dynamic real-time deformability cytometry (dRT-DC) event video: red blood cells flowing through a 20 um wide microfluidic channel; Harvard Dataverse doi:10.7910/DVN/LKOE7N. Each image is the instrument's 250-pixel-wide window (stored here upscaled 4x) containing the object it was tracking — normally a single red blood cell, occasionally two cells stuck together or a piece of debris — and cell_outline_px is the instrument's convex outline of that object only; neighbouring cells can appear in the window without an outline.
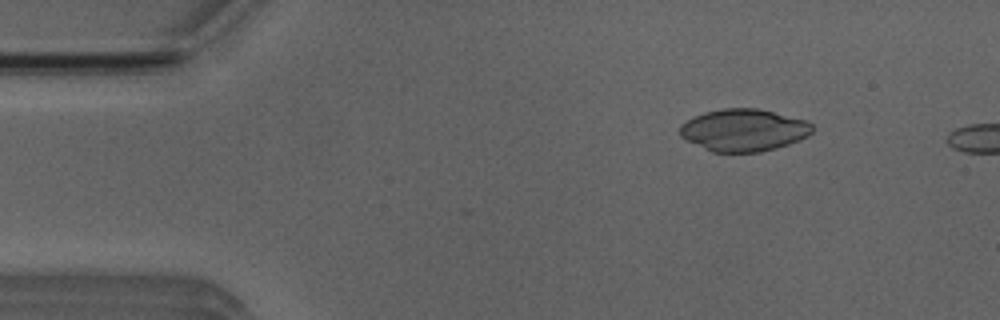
{"species": "Egyptian fruit bat (a non-hibernating species)", "species_latin": "Rousettus aegyptiacus", "temperature_condition": "room temperature", "stored_images_in_passage": 9, "camera_frame_rate_fps": 3000, "um_per_image_px": 0.085, "animal": {"sex": "male"}, "frame": {"image": 1, "passage_image": 6, "time_ms": 1.667, "image_size_px": [1000, 320], "cell_outline_px": [[800, 136], [792, 140], [768, 148], [748, 152], [720, 152], [692, 120], [700, 116], [712, 112], [768, 112], [796, 120]], "centroid_in_image_um": [63.47, 11.08], "position_along_channel_um": 21.5, "area_um2": 23.7}}